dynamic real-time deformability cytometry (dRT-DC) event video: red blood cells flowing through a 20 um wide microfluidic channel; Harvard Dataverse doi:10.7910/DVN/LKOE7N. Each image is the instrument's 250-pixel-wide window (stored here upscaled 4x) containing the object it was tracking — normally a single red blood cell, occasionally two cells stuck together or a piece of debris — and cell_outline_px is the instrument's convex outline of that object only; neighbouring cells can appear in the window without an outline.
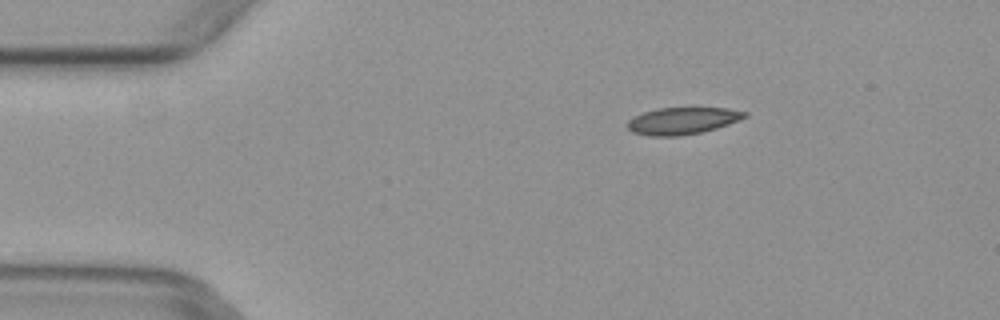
{"species": "common noctule bat (a hibernating species)", "species_latin": "Nyctalus noctula", "temperature_condition": "warm", "stored_images_in_passage": 5, "camera_frame_rate_fps": 3000, "um_per_image_px": 0.085, "animal": {"sex": "female", "body_mass_g": 29.2, "forearm_length_mm": 56.3}, "frame": {"image": 1, "passage_image": 5, "time_ms": 1.333, "image_size_px": [1000, 320], "cell_outline_px": [[748, 116], [728, 124], [716, 128], [700, 132], [676, 136], [652, 136], [632, 132], [628, 128], [628, 120], [644, 112], [656, 108], [728, 108], [748, 112]], "centroid_in_image_um": [58.02, 10.26], "position_along_channel_um": 27.0, "area_um2": 18.21}}